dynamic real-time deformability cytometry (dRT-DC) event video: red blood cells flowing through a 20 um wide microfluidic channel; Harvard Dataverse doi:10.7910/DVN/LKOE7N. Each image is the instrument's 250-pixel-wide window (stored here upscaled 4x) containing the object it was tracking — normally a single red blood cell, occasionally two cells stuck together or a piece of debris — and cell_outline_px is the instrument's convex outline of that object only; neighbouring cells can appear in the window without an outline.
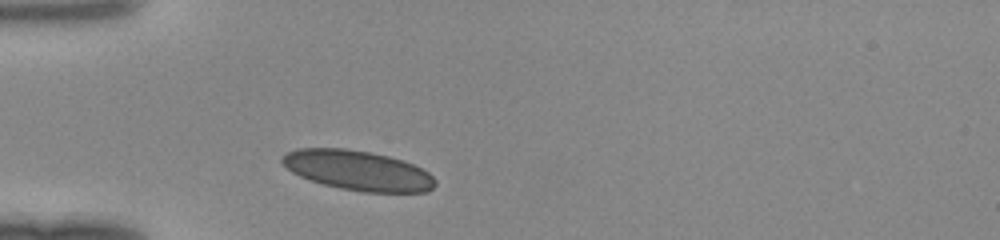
{"species": "human", "species_latin": "Homo sapiens", "temperature_condition": "room temperature", "stored_images_in_passage": 26, "camera_frame_rate_fps": 3000, "um_per_image_px": 0.085, "donor": {"sex": "female"}, "frame": {"image": 1, "passage_image": 1, "time_ms": 0.0, "image_size_px": [1000, 240], "cell_outline_px": [[436, 184], [428, 192], [364, 192], [340, 188], [324, 184], [300, 176], [292, 172], [280, 160], [280, 156], [296, 148], [344, 148], [368, 152], [388, 156], [412, 164], [428, 172], [436, 180]], "centroid_in_image_um": [30.41, 14.49], "position_along_channel_um": 54.6, "area_um2": 35.26}}
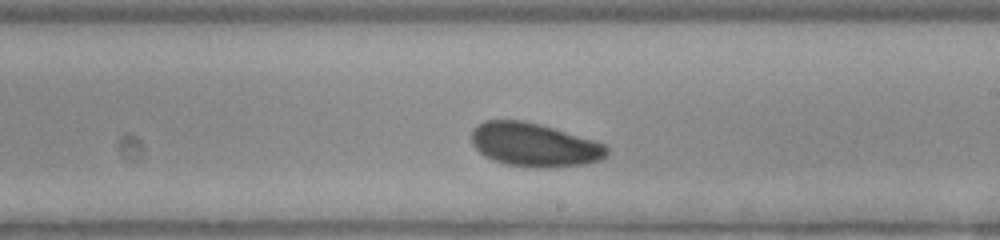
{"frame": {"image": 2, "passage_image": 15, "time_ms": 4.667, "image_size_px": [1000, 240], "cell_outline_px": [[608, 156], [600, 160], [584, 164], [548, 168], [532, 168], [508, 164], [492, 160], [484, 156], [472, 144], [472, 128], [476, 124], [484, 120], [520, 120], [540, 124], [592, 140], [604, 144], [608, 148]], "centroid_in_image_um": [45.38, 12.31], "position_along_channel_um": 243.6, "area_um2": 34.45}}
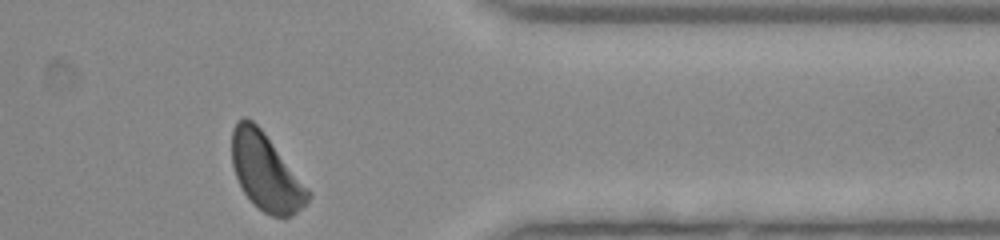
{"frame": {"image": 3, "passage_image": 26, "time_ms": 8.333, "image_size_px": [1000, 240], "cell_outline_px": [[312, 196], [292, 216], [284, 220], [272, 216], [264, 212], [244, 192], [236, 176], [232, 164], [232, 128], [236, 120], [244, 116], [252, 120], [264, 132], [312, 192]], "centroid_in_image_um": [22.61, 14.62], "position_along_channel_um": 388.8, "area_um2": 34.04}}